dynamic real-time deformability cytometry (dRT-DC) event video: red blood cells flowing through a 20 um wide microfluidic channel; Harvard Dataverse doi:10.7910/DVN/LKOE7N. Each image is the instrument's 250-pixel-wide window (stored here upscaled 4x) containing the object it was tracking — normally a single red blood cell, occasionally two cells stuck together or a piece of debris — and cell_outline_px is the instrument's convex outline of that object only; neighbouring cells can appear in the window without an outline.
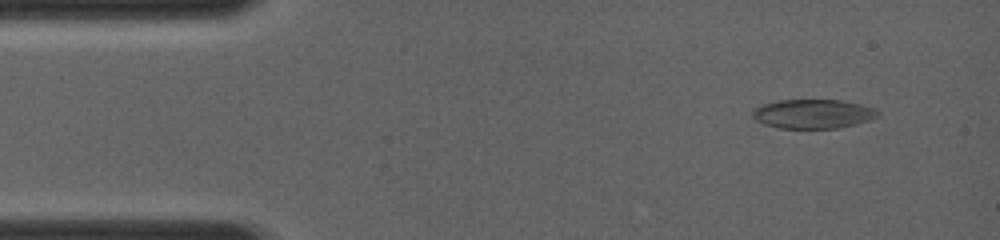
{"species": "common noctule bat (a hibernating species)", "species_latin": "Nyctalus noctula", "temperature_condition": "room temperature", "stored_images_in_passage": 6, "camera_frame_rate_fps": 4000, "um_per_image_px": 0.085, "animal": {"sex": "female", "body_mass_g": 19.0, "forearm_length_mm": 56.7}, "frame": {"image": 1, "passage_image": 2, "time_ms": 0.75, "image_size_px": [1000, 240], "cell_outline_px": [[880, 116], [856, 124], [836, 128], [780, 128], [764, 124], [756, 120], [752, 116], [752, 112], [760, 104], [780, 100], [840, 100], [860, 104], [872, 108], [880, 112]], "centroid_in_image_um": [69.1, 9.68], "position_along_channel_um": 15.9, "area_um2": 21.21}}
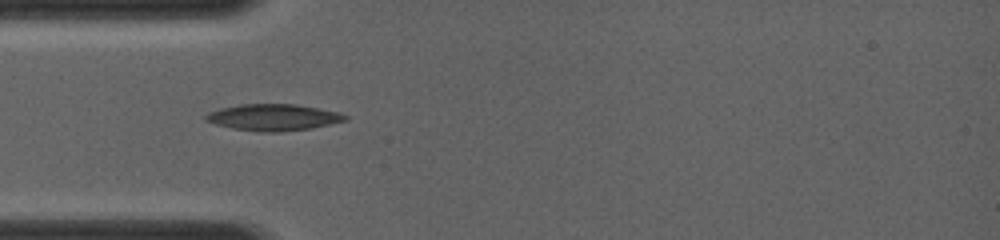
{"frame": {"image": 2, "passage_image": 5, "time_ms": 3.5, "image_size_px": [1000, 240], "cell_outline_px": [[348, 120], [312, 128], [280, 132], [264, 132], [232, 128], [216, 124], [204, 120], [204, 116], [208, 112], [220, 108], [240, 104], [296, 104], [340, 112], [348, 116]], "centroid_in_image_um": [23.24, 9.97], "position_along_channel_um": 61.8, "area_um2": 21.62}}
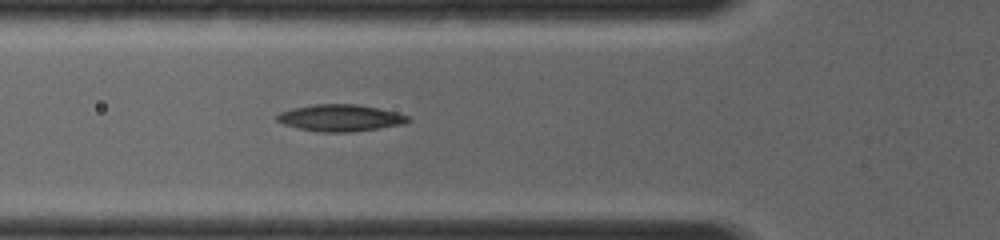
{"frame": {"image": 3, "passage_image": 6, "time_ms": 4.25, "image_size_px": [1000, 240], "cell_outline_px": [[412, 120], [404, 124], [380, 128], [348, 132], [320, 132], [296, 128], [284, 124], [276, 120], [276, 116], [280, 112], [292, 108], [312, 104], [356, 104], [380, 108], [396, 112], [408, 116]], "centroid_in_image_um": [28.93, 10.02], "position_along_channel_um": 96.9, "area_um2": 20.58}}